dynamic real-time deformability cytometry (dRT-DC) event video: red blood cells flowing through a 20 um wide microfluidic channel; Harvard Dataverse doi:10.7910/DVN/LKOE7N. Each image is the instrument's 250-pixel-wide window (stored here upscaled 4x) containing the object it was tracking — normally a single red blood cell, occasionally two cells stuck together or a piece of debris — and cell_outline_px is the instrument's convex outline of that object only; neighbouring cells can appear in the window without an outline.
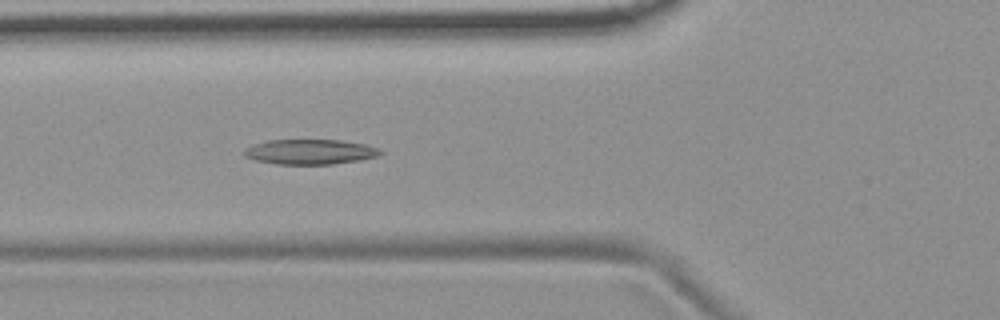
{"species": "common noctule bat (a hibernating species)", "species_latin": "Nyctalus noctula", "temperature_condition": "room temperature", "stored_images_in_passage": 46, "camera_frame_rate_fps": 3000, "um_per_image_px": 0.085, "animal": {"sex": "female", "body_mass_g": 19.9}, "frame": {"image": 1, "passage_image": 19, "time_ms": 6.0, "image_size_px": [1000, 320], "cell_outline_px": [[384, 152], [376, 156], [360, 160], [332, 164], [276, 164], [256, 160], [244, 156], [240, 152], [244, 148], [268, 140], [340, 140], [364, 144], [380, 148]], "centroid_in_image_um": [26.33, 12.9], "position_along_channel_um": 99.5, "area_um2": 19.88}}
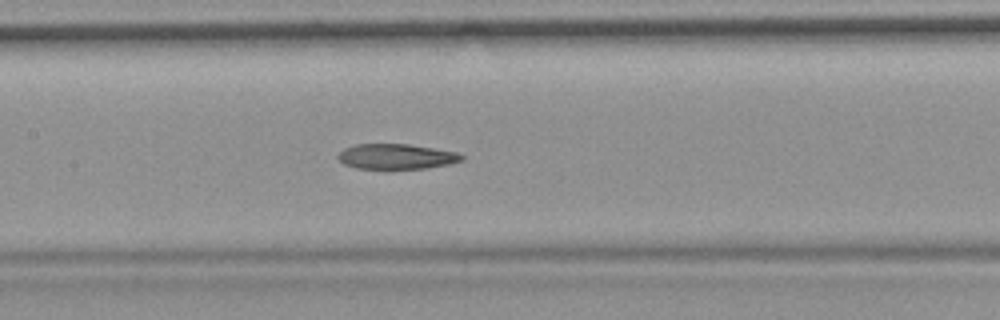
{"frame": {"image": 2, "passage_image": 25, "time_ms": 8.0, "image_size_px": [1000, 320], "cell_outline_px": [[464, 160], [448, 164], [424, 168], [388, 172], [356, 168], [344, 164], [336, 156], [344, 148], [356, 144], [408, 144], [456, 152], [464, 156]], "centroid_in_image_um": [33.64, 13.35], "position_along_channel_um": 173.8, "area_um2": 18.9}}
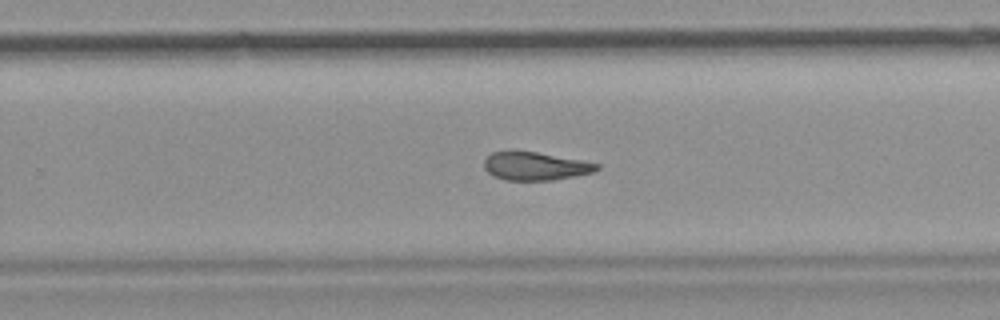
{"frame": {"image": 3, "passage_image": 34, "time_ms": 11.0, "image_size_px": [1000, 320], "cell_outline_px": [[600, 168], [592, 172], [576, 176], [552, 180], [504, 180], [488, 172], [484, 168], [484, 160], [492, 152], [512, 148], [584, 160], [600, 164]], "centroid_in_image_um": [45.48, 14.08], "position_along_channel_um": 284.3, "area_um2": 18.96}, "authors_computed_cell_mechanics": {"area_um2": 20.0855, "velocity_mm_per_s": 3.7032, "shape_relaxation_time_tau1_ms": null, "shape_relaxation_time_tau2_ms": 4.4314, "deformation_change_tau1": null, "deformation_change_tau2": 0.138}}